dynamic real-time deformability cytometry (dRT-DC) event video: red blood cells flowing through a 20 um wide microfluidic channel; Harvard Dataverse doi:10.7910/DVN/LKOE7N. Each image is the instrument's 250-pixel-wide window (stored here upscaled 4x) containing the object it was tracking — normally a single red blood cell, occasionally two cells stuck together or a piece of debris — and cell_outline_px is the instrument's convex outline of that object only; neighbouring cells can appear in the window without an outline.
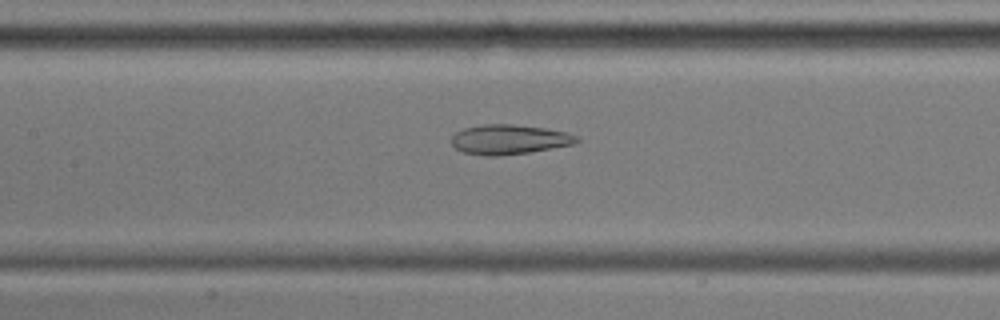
{"species": "common noctule bat (a hibernating species)", "species_latin": "Nyctalus noctula", "temperature_condition": "cold", "stored_images_in_passage": 54, "camera_frame_rate_fps": 3000, "um_per_image_px": 0.085, "animal": {"sex": "male", "body_mass_g": 17.9, "forearm_length_mm": 54.2}, "frame": {"image": 1, "passage_image": 24, "time_ms": 7.667, "image_size_px": [1000, 320], "cell_outline_px": [[580, 140], [572, 144], [528, 152], [500, 156], [484, 156], [464, 152], [456, 148], [452, 144], [452, 136], [456, 132], [464, 128], [484, 124], [512, 124], [544, 128], [568, 132], [576, 136]], "centroid_in_image_um": [43.26, 11.85], "position_along_channel_um": 164.1, "area_um2": 21.5}}
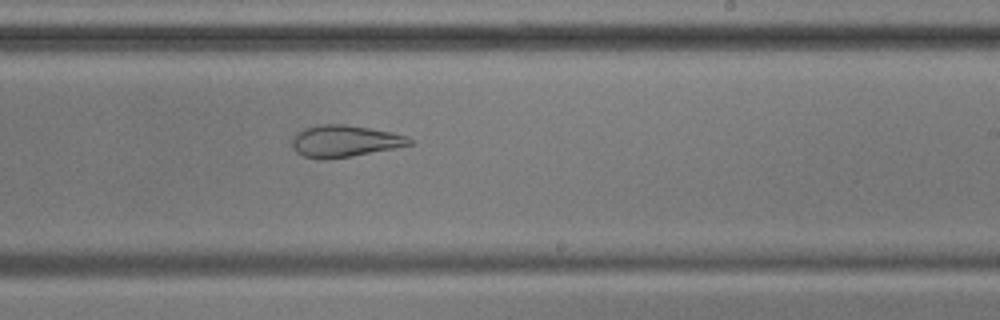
{"frame": {"image": 2, "passage_image": 32, "time_ms": 10.333, "image_size_px": [1000, 320], "cell_outline_px": [[416, 140], [412, 144], [396, 148], [352, 156], [328, 160], [320, 160], [304, 156], [296, 152], [292, 148], [292, 136], [296, 132], [304, 128], [320, 124], [344, 124], [392, 132]], "centroid_in_image_um": [29.27, 12.0], "position_along_channel_um": 259.7, "area_um2": 22.02}}
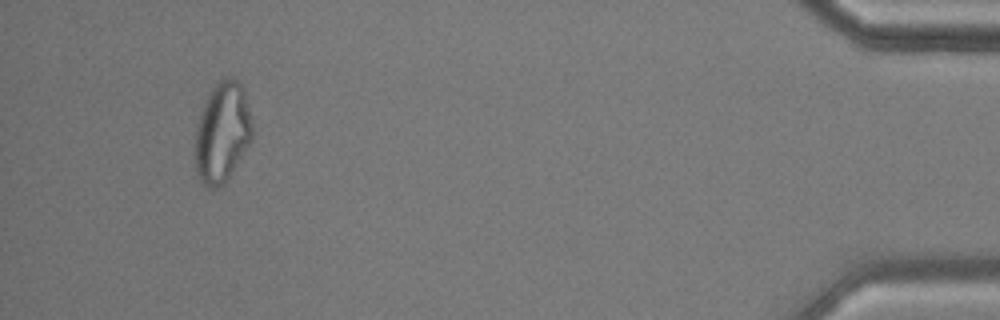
{"frame": {"image": 3, "passage_image": 51, "time_ms": 16.667, "image_size_px": [1000, 320], "cell_outline_px": [[252, 140], [228, 180], [224, 184], [216, 188], [208, 188], [200, 180], [196, 172], [192, 156], [192, 152], [196, 124], [200, 112], [208, 92], [220, 80], [228, 76], [232, 76], [244, 88], [252, 120]], "centroid_in_image_um": [18.85, 11.28], "position_along_channel_um": 416.3, "area_um2": 34.51}, "authors_computed_cell_mechanics": {"area_um2": 29.3913, "velocity_mm_per_s": 3.5992, "shape_relaxation_time_tau1_ms": null, "shape_relaxation_time_tau2_ms": 2.9585, "deformation_change_tau1": null, "deformation_change_tau2": 0.1089}}